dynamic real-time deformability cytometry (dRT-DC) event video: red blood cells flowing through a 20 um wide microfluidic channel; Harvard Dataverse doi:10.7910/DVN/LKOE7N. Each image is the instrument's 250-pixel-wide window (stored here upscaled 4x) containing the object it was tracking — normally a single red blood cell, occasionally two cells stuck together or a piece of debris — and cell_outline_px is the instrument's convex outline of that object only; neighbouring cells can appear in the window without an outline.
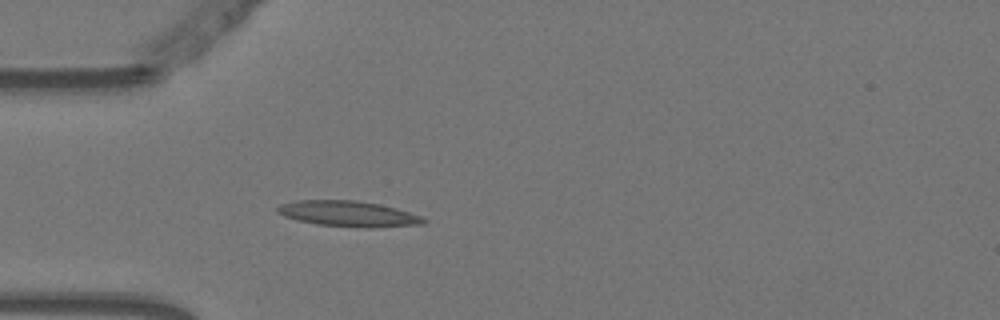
{"species": "Egyptian fruit bat (a non-hibernating species)", "species_latin": "Rousettus aegyptiacus", "temperature_condition": "warm", "stored_images_in_passage": 4, "camera_frame_rate_fps": 3000, "um_per_image_px": 0.085, "animal": {"sex": "female"}, "frame": {"image": 1, "passage_image": 4, "time_ms": 1.0, "image_size_px": [1000, 320], "cell_outline_px": [[428, 220], [424, 224], [372, 228], [368, 228], [316, 224], [296, 220], [284, 216], [276, 212], [276, 208], [280, 204], [296, 200], [356, 200], [380, 204], [396, 208], [420, 216]], "centroid_in_image_um": [29.59, 18.17], "position_along_channel_um": 55.4, "area_um2": 21.96}}